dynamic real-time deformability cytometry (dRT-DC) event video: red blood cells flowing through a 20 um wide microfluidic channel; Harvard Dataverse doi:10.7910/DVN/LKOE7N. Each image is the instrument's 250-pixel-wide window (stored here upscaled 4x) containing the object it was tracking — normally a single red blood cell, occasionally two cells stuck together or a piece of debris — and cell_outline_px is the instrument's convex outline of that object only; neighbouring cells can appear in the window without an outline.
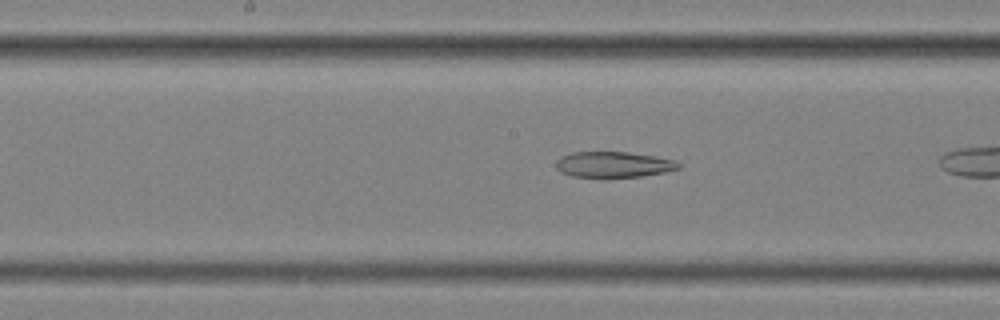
{"species": "common noctule bat (a hibernating species)", "species_latin": "Nyctalus noctula", "temperature_condition": "cold", "stored_images_in_passage": 17, "camera_frame_rate_fps": 3000, "um_per_image_px": 0.085, "animal": {"sex": "female", "body_mass_g": 25.1}, "frame": {"image": 1, "passage_image": 12, "time_ms": 3.667, "image_size_px": [1000, 320], "cell_outline_px": [[680, 168], [664, 172], [640, 176], [608, 180], [604, 180], [572, 176], [560, 172], [556, 168], [556, 160], [560, 156], [572, 152], [628, 152], [656, 156], [676, 160], [680, 164]], "centroid_in_image_um": [52.11, 14.02], "position_along_channel_um": 196.1, "area_um2": 19.25}}